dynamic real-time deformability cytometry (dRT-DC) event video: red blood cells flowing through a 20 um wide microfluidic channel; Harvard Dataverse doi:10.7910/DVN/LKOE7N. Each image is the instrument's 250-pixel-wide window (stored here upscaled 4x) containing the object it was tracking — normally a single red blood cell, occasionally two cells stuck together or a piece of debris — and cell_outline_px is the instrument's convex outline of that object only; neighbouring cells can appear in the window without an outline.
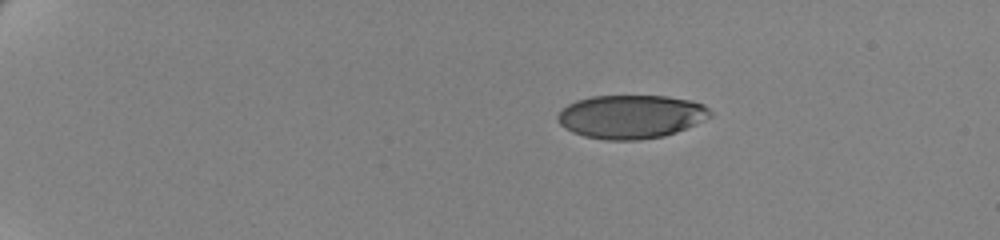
{"species": "human", "species_latin": "Homo sapiens", "temperature_condition": "cold", "stored_images_in_passage": 49, "camera_frame_rate_fps": 3000, "um_per_image_px": 0.085, "donor": {"sex": "female"}, "frame": {"image": 1, "passage_image": 1, "time_ms": 0.0, "image_size_px": [1000, 240], "cell_outline_px": [[712, 116], [696, 124], [676, 132], [664, 136], [640, 140], [604, 140], [584, 136], [572, 132], [564, 128], [556, 120], [556, 116], [568, 104], [576, 100], [592, 96], [668, 96], [688, 100], [704, 104], [712, 112]], "centroid_in_image_um": [53.63, 9.92], "position_along_channel_um": 31.4, "area_um2": 38.9}}
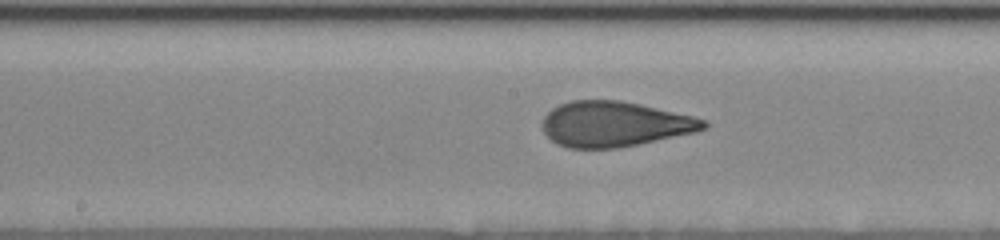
{"frame": {"image": 2, "passage_image": 24, "time_ms": 7.667, "image_size_px": [1000, 240], "cell_outline_px": [[708, 128], [696, 132], [616, 148], [568, 148], [556, 144], [544, 132], [544, 116], [552, 108], [560, 104], [572, 100], [620, 100], [640, 104], [692, 116], [704, 120], [708, 124]], "centroid_in_image_um": [52.23, 10.54], "position_along_channel_um": 196.0, "area_um2": 42.19}}
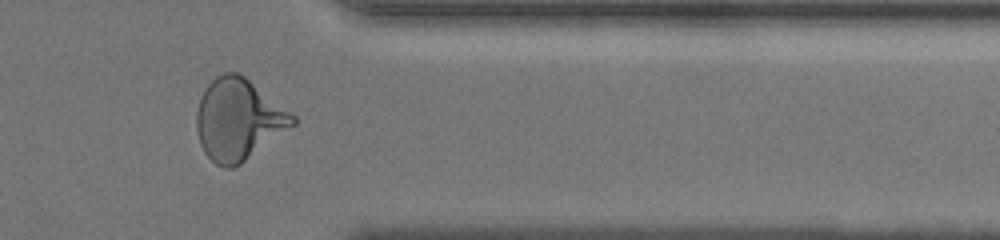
{"frame": {"image": 3, "passage_image": 41, "time_ms": 13.333, "image_size_px": [1000, 240], "cell_outline_px": [[296, 124], [240, 164], [232, 168], [224, 168], [216, 164], [204, 152], [200, 144], [196, 128], [196, 112], [200, 100], [208, 84], [216, 76], [224, 72], [236, 72], [244, 76], [296, 116]], "centroid_in_image_um": [20.26, 10.17], "position_along_channel_um": 391.1, "area_um2": 45.2}, "authors_computed_cell_mechanics": {"area_um2": 42.7142, "velocity_mm_per_s": 3.5007, "shape_relaxation_time_tau1_ms": 4.7136, "shape_relaxation_time_tau2_ms": 0.9175, "deformation_change_tau1": 0.1813, "deformation_change_tau2": 0.0813}}